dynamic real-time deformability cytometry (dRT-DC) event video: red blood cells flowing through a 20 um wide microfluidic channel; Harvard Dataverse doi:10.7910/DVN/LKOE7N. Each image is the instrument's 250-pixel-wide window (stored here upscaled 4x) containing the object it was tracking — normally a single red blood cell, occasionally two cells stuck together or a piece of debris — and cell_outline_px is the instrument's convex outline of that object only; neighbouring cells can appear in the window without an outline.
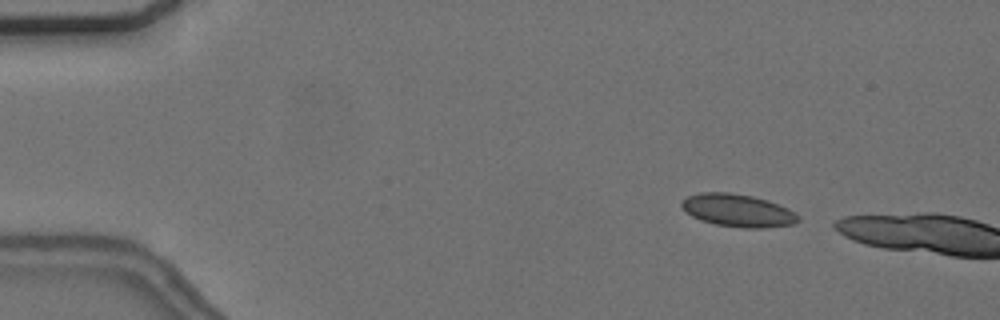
{"species": "common noctule bat (a hibernating species)", "species_latin": "Nyctalus noctula", "temperature_condition": "cold", "stored_images_in_passage": 5, "camera_frame_rate_fps": 3000, "um_per_image_px": 0.085, "animal": {"sex": "female", "body_mass_g": 24.6, "forearm_length_mm": 56.2}, "frame": {"image": 1, "passage_image": 2, "time_ms": 0.333, "image_size_px": [1000, 320], "cell_outline_px": [[800, 220], [792, 224], [760, 228], [740, 228], [716, 224], [700, 220], [692, 216], [680, 208], [680, 200], [688, 196], [700, 192], [728, 192], [752, 196], [768, 200], [788, 208], [796, 212], [800, 216]], "centroid_in_image_um": [62.69, 17.88], "position_along_channel_um": 22.3, "area_um2": 22.43}}